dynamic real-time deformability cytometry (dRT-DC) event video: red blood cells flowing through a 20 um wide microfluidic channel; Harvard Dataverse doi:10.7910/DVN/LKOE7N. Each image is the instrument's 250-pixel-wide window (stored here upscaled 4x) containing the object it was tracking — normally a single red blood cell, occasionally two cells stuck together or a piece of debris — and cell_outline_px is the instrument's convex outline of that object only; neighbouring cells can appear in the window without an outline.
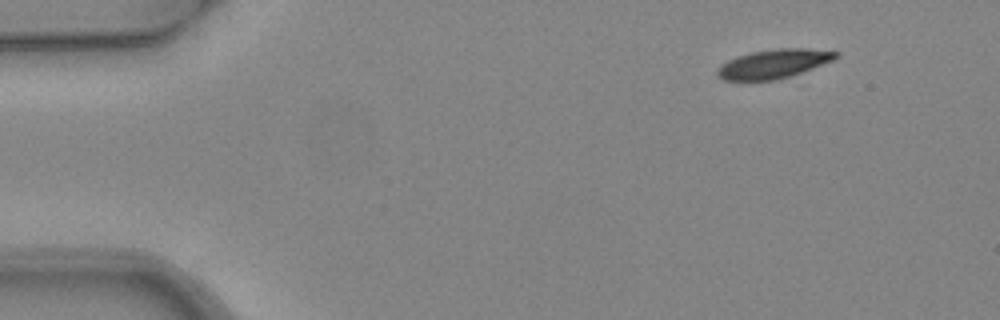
{"species": "common noctule bat (a hibernating species)", "species_latin": "Nyctalus noctula", "temperature_condition": "warm", "stored_images_in_passage": 5, "camera_frame_rate_fps": 3000, "um_per_image_px": 0.085, "animal": {"sex": "female", "body_mass_g": 24.6, "forearm_length_mm": 56.2}, "frame": {"image": 1, "passage_image": 1, "time_ms": 0.0, "image_size_px": [1000, 320], "cell_outline_px": [[840, 56], [832, 60], [812, 68], [776, 80], [724, 80], [716, 72], [716, 68], [720, 64], [736, 56], [752, 52], [776, 48], [808, 48], [840, 52]], "centroid_in_image_um": [65.75, 5.4], "position_along_channel_um": 19.3, "area_um2": 19.88}}
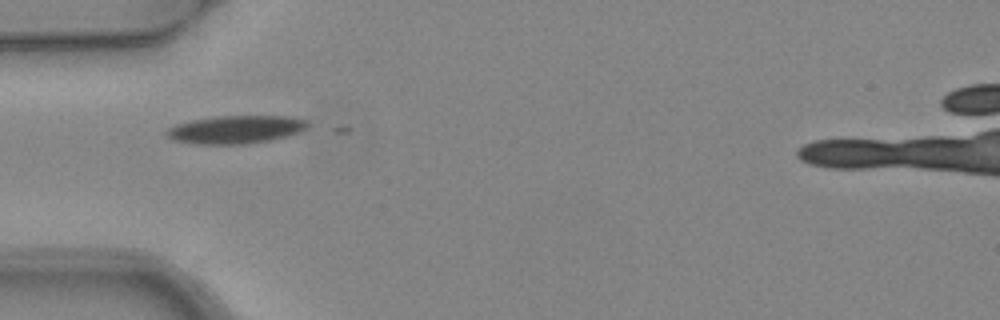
{"frame": {"image": 2, "passage_image": 4, "time_ms": 1.0, "image_size_px": [1000, 320], "cell_outline_px": [[308, 124], [304, 128], [288, 136], [248, 144], [192, 144], [172, 140], [164, 132], [168, 128], [176, 124], [192, 120], [216, 116], [288, 116], [308, 120]], "centroid_in_image_um": [19.98, 11.01], "position_along_channel_um": 65.0, "area_um2": 23.0}}